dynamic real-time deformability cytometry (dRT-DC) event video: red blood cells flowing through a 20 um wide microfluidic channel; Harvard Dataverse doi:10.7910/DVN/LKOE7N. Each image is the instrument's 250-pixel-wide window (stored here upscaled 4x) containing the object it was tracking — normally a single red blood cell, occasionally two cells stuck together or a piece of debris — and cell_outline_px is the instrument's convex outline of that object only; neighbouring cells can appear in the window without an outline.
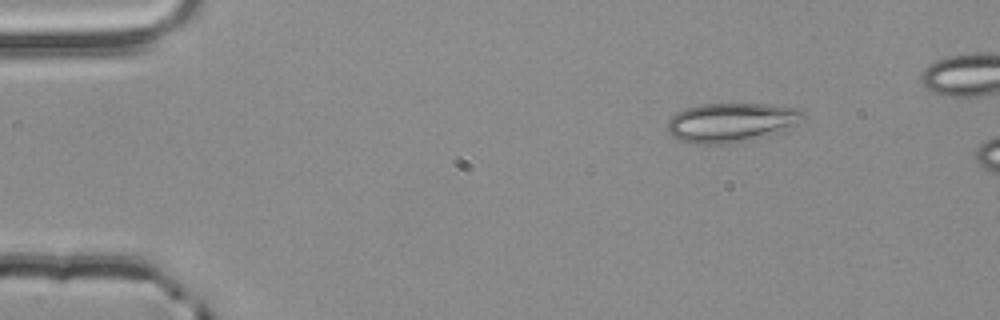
{"species": "common noctule bat (a hibernating species)", "species_latin": "Nyctalus noctula", "temperature_condition": "room temperature", "stored_images_in_passage": 3, "camera_frame_rate_fps": 3000, "um_per_image_px": 0.085, "animal": {"sex": "male", "body_mass_g": 20.4}, "frame": {"image": 1, "passage_image": 1, "time_ms": 0.0, "image_size_px": [1000, 320], "cell_outline_px": [[804, 116], [792, 124], [776, 132], [752, 140], [728, 144], [696, 144], [680, 140], [672, 136], [668, 132], [668, 120], [676, 112], [684, 108], [704, 104], [764, 104], [800, 108], [804, 112]], "centroid_in_image_um": [62.08, 10.41], "position_along_channel_um": 22.9, "area_um2": 30.75}}